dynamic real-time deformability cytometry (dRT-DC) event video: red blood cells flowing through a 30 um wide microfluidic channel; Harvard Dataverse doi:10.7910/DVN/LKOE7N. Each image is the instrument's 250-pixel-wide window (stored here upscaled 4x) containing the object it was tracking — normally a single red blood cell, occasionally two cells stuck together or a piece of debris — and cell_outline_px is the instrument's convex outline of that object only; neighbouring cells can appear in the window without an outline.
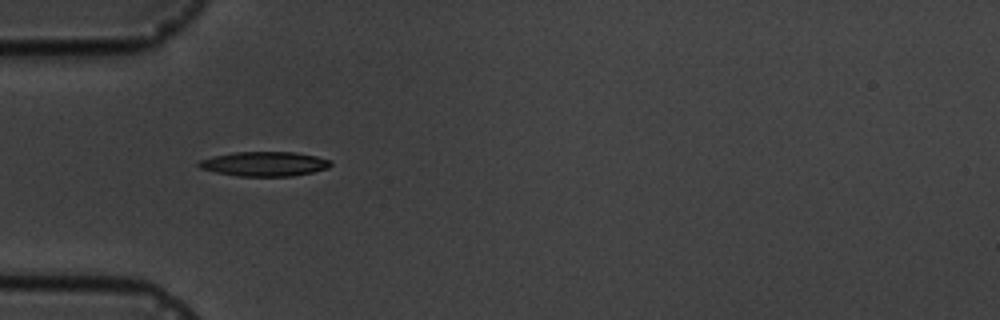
{"species": "common noctule bat (a hibernating species)", "species_latin": "Nyctalus noctula", "temperature_condition": "cold", "stored_images_in_passage": 7, "camera_frame_rate_fps": 3000, "um_per_image_px": 0.085, "animal": {"sex": "male", "body_mass_g": 19.5, "forearm_length_mm": 54.6}, "frame": {"image": 1, "passage_image": 6, "time_ms": 5.667, "image_size_px": [1000, 320], "cell_outline_px": [[332, 164], [328, 168], [312, 172], [292, 176], [236, 176], [216, 172], [200, 168], [196, 164], [200, 160], [212, 156], [236, 152], [296, 152], [316, 156], [332, 160]], "centroid_in_image_um": [22.48, 13.93], "position_along_channel_um": 62.5, "area_um2": 18.9}}
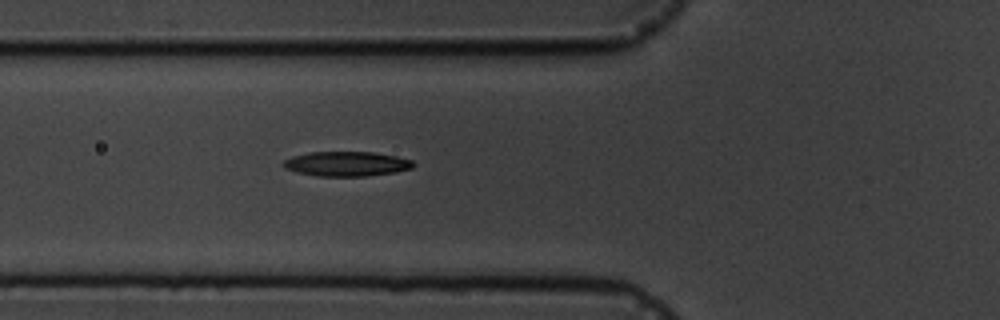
{"frame": {"image": 2, "passage_image": 7, "time_ms": 6.667, "image_size_px": [1000, 320], "cell_outline_px": [[412, 168], [396, 172], [364, 176], [320, 176], [296, 172], [284, 168], [284, 160], [292, 156], [308, 152], [372, 152], [396, 156], [412, 160]], "centroid_in_image_um": [29.44, 13.92], "position_along_channel_um": 96.4, "area_um2": 18.55}}